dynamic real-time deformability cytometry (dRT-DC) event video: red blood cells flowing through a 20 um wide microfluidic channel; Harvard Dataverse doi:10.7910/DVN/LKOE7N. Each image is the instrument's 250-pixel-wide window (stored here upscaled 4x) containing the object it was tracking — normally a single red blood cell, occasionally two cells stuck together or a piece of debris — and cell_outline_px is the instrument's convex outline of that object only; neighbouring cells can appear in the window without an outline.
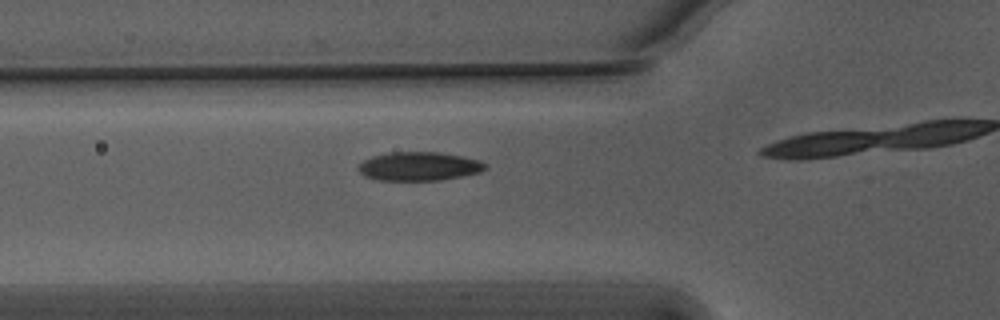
{"species": "Egyptian fruit bat (a non-hibernating species)", "species_latin": "Rousettus aegyptiacus", "temperature_condition": "warm", "stored_images_in_passage": 10, "camera_frame_rate_fps": 3000, "um_per_image_px": 0.085, "animal": {"sex": "male"}, "frame": {"image": 1, "passage_image": 6, "time_ms": 1.667, "image_size_px": [1000, 320], "cell_outline_px": [[488, 168], [480, 172], [440, 180], [376, 180], [364, 176], [356, 168], [364, 160], [372, 156], [388, 152], [440, 152], [480, 160], [488, 164]], "centroid_in_image_um": [35.61, 14.13], "position_along_channel_um": 90.2, "area_um2": 21.33}}
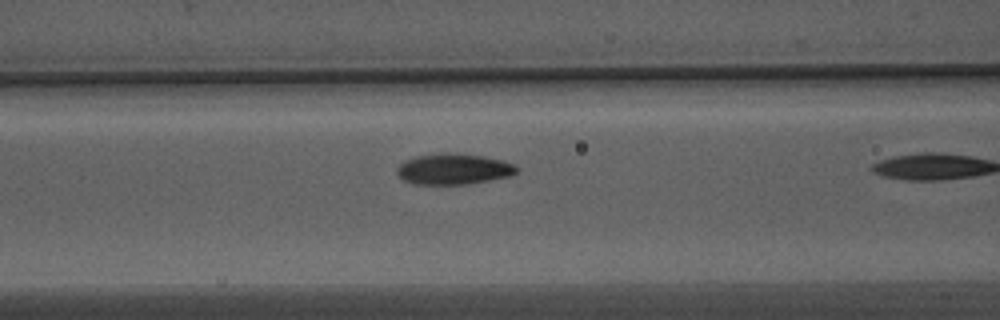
{"frame": {"image": 2, "passage_image": 9, "time_ms": 2.667, "image_size_px": [1000, 320], "cell_outline_px": [[520, 168], [516, 172], [508, 176], [468, 184], [412, 184], [400, 180], [396, 172], [396, 168], [404, 160], [416, 156], [448, 152], [484, 156], [500, 160], [512, 164]], "centroid_in_image_um": [38.48, 14.37], "position_along_channel_um": 128.1, "area_um2": 21.56}}